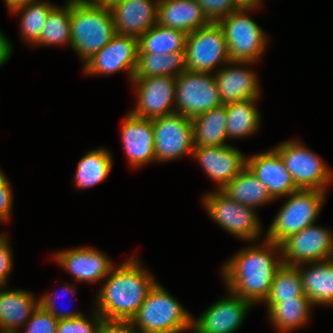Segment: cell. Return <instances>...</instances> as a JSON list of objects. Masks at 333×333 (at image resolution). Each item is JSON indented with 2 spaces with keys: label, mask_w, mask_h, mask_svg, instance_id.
Returning <instances> with one entry per match:
<instances>
[{
  "label": "cell",
  "mask_w": 333,
  "mask_h": 333,
  "mask_svg": "<svg viewBox=\"0 0 333 333\" xmlns=\"http://www.w3.org/2000/svg\"><path fill=\"white\" fill-rule=\"evenodd\" d=\"M282 264L280 245L265 239L262 246L242 249L231 257L223 265L221 273L228 293L255 304L265 302L268 298L272 282Z\"/></svg>",
  "instance_id": "obj_1"
},
{
  "label": "cell",
  "mask_w": 333,
  "mask_h": 333,
  "mask_svg": "<svg viewBox=\"0 0 333 333\" xmlns=\"http://www.w3.org/2000/svg\"><path fill=\"white\" fill-rule=\"evenodd\" d=\"M114 267L99 291L95 310L103 319L131 320L156 281L135 256Z\"/></svg>",
  "instance_id": "obj_2"
},
{
  "label": "cell",
  "mask_w": 333,
  "mask_h": 333,
  "mask_svg": "<svg viewBox=\"0 0 333 333\" xmlns=\"http://www.w3.org/2000/svg\"><path fill=\"white\" fill-rule=\"evenodd\" d=\"M116 34L110 8L95 3L71 4V47L85 63Z\"/></svg>",
  "instance_id": "obj_3"
},
{
  "label": "cell",
  "mask_w": 333,
  "mask_h": 333,
  "mask_svg": "<svg viewBox=\"0 0 333 333\" xmlns=\"http://www.w3.org/2000/svg\"><path fill=\"white\" fill-rule=\"evenodd\" d=\"M192 319V315L156 282L131 321L134 327L138 326V333H181L192 329Z\"/></svg>",
  "instance_id": "obj_4"
},
{
  "label": "cell",
  "mask_w": 333,
  "mask_h": 333,
  "mask_svg": "<svg viewBox=\"0 0 333 333\" xmlns=\"http://www.w3.org/2000/svg\"><path fill=\"white\" fill-rule=\"evenodd\" d=\"M258 8V5L249 2L218 21L224 32L231 62L255 63L266 49L268 37L262 28L246 15L247 11Z\"/></svg>",
  "instance_id": "obj_5"
},
{
  "label": "cell",
  "mask_w": 333,
  "mask_h": 333,
  "mask_svg": "<svg viewBox=\"0 0 333 333\" xmlns=\"http://www.w3.org/2000/svg\"><path fill=\"white\" fill-rule=\"evenodd\" d=\"M326 191L299 189L289 195L267 230V240L280 244L290 235L315 224Z\"/></svg>",
  "instance_id": "obj_6"
},
{
  "label": "cell",
  "mask_w": 333,
  "mask_h": 333,
  "mask_svg": "<svg viewBox=\"0 0 333 333\" xmlns=\"http://www.w3.org/2000/svg\"><path fill=\"white\" fill-rule=\"evenodd\" d=\"M298 189L326 191L333 175L321 157L299 141H283L274 148Z\"/></svg>",
  "instance_id": "obj_7"
},
{
  "label": "cell",
  "mask_w": 333,
  "mask_h": 333,
  "mask_svg": "<svg viewBox=\"0 0 333 333\" xmlns=\"http://www.w3.org/2000/svg\"><path fill=\"white\" fill-rule=\"evenodd\" d=\"M175 113L193 118L223 105L211 73L184 71L176 76Z\"/></svg>",
  "instance_id": "obj_8"
},
{
  "label": "cell",
  "mask_w": 333,
  "mask_h": 333,
  "mask_svg": "<svg viewBox=\"0 0 333 333\" xmlns=\"http://www.w3.org/2000/svg\"><path fill=\"white\" fill-rule=\"evenodd\" d=\"M185 58L188 71L201 73L213 72L218 65L231 62L218 22H210L187 35Z\"/></svg>",
  "instance_id": "obj_9"
},
{
  "label": "cell",
  "mask_w": 333,
  "mask_h": 333,
  "mask_svg": "<svg viewBox=\"0 0 333 333\" xmlns=\"http://www.w3.org/2000/svg\"><path fill=\"white\" fill-rule=\"evenodd\" d=\"M203 202L210 218L234 237L251 241L260 236L261 224L254 208L238 203L221 190L207 193Z\"/></svg>",
  "instance_id": "obj_10"
},
{
  "label": "cell",
  "mask_w": 333,
  "mask_h": 333,
  "mask_svg": "<svg viewBox=\"0 0 333 333\" xmlns=\"http://www.w3.org/2000/svg\"><path fill=\"white\" fill-rule=\"evenodd\" d=\"M279 245L283 264L286 265L298 266L333 259V233L315 224L290 235Z\"/></svg>",
  "instance_id": "obj_11"
},
{
  "label": "cell",
  "mask_w": 333,
  "mask_h": 333,
  "mask_svg": "<svg viewBox=\"0 0 333 333\" xmlns=\"http://www.w3.org/2000/svg\"><path fill=\"white\" fill-rule=\"evenodd\" d=\"M156 161L163 162L191 154L194 149L192 118L173 113L152 119Z\"/></svg>",
  "instance_id": "obj_12"
},
{
  "label": "cell",
  "mask_w": 333,
  "mask_h": 333,
  "mask_svg": "<svg viewBox=\"0 0 333 333\" xmlns=\"http://www.w3.org/2000/svg\"><path fill=\"white\" fill-rule=\"evenodd\" d=\"M137 105L130 113L144 119H155L175 113L176 77L152 76L133 79ZM172 105V106H171ZM172 107V108H171Z\"/></svg>",
  "instance_id": "obj_13"
},
{
  "label": "cell",
  "mask_w": 333,
  "mask_h": 333,
  "mask_svg": "<svg viewBox=\"0 0 333 333\" xmlns=\"http://www.w3.org/2000/svg\"><path fill=\"white\" fill-rule=\"evenodd\" d=\"M138 38L115 34L111 41L84 63L87 74H113L126 70L132 81L138 63Z\"/></svg>",
  "instance_id": "obj_14"
},
{
  "label": "cell",
  "mask_w": 333,
  "mask_h": 333,
  "mask_svg": "<svg viewBox=\"0 0 333 333\" xmlns=\"http://www.w3.org/2000/svg\"><path fill=\"white\" fill-rule=\"evenodd\" d=\"M229 294L208 307L200 317L193 318L191 330L195 333H234L238 330L253 304Z\"/></svg>",
  "instance_id": "obj_15"
},
{
  "label": "cell",
  "mask_w": 333,
  "mask_h": 333,
  "mask_svg": "<svg viewBox=\"0 0 333 333\" xmlns=\"http://www.w3.org/2000/svg\"><path fill=\"white\" fill-rule=\"evenodd\" d=\"M192 156L218 184L217 190H221L238 175L246 167L247 160L237 148L230 145L194 147Z\"/></svg>",
  "instance_id": "obj_16"
},
{
  "label": "cell",
  "mask_w": 333,
  "mask_h": 333,
  "mask_svg": "<svg viewBox=\"0 0 333 333\" xmlns=\"http://www.w3.org/2000/svg\"><path fill=\"white\" fill-rule=\"evenodd\" d=\"M53 258L79 282L105 279L114 266L104 253L91 247L71 248L56 253Z\"/></svg>",
  "instance_id": "obj_17"
},
{
  "label": "cell",
  "mask_w": 333,
  "mask_h": 333,
  "mask_svg": "<svg viewBox=\"0 0 333 333\" xmlns=\"http://www.w3.org/2000/svg\"><path fill=\"white\" fill-rule=\"evenodd\" d=\"M246 166L266 186L273 200L299 190L274 148L247 158Z\"/></svg>",
  "instance_id": "obj_18"
},
{
  "label": "cell",
  "mask_w": 333,
  "mask_h": 333,
  "mask_svg": "<svg viewBox=\"0 0 333 333\" xmlns=\"http://www.w3.org/2000/svg\"><path fill=\"white\" fill-rule=\"evenodd\" d=\"M159 0H123L110 10L115 32L120 35L140 38L157 24Z\"/></svg>",
  "instance_id": "obj_19"
},
{
  "label": "cell",
  "mask_w": 333,
  "mask_h": 333,
  "mask_svg": "<svg viewBox=\"0 0 333 333\" xmlns=\"http://www.w3.org/2000/svg\"><path fill=\"white\" fill-rule=\"evenodd\" d=\"M124 120L121 139L131 166L140 168L146 163L156 162L152 119L140 118L128 112Z\"/></svg>",
  "instance_id": "obj_20"
},
{
  "label": "cell",
  "mask_w": 333,
  "mask_h": 333,
  "mask_svg": "<svg viewBox=\"0 0 333 333\" xmlns=\"http://www.w3.org/2000/svg\"><path fill=\"white\" fill-rule=\"evenodd\" d=\"M250 63L254 62L232 61L229 62L230 66L232 64V67L228 66V68H220L216 70L217 72L214 77L223 104L241 102L260 97V89L256 74L252 70H249V68L245 69L243 67V64L250 65ZM233 65H235L234 68ZM236 65L242 67L240 68Z\"/></svg>",
  "instance_id": "obj_21"
},
{
  "label": "cell",
  "mask_w": 333,
  "mask_h": 333,
  "mask_svg": "<svg viewBox=\"0 0 333 333\" xmlns=\"http://www.w3.org/2000/svg\"><path fill=\"white\" fill-rule=\"evenodd\" d=\"M209 23L196 0H159L157 14L159 25L189 34Z\"/></svg>",
  "instance_id": "obj_22"
},
{
  "label": "cell",
  "mask_w": 333,
  "mask_h": 333,
  "mask_svg": "<svg viewBox=\"0 0 333 333\" xmlns=\"http://www.w3.org/2000/svg\"><path fill=\"white\" fill-rule=\"evenodd\" d=\"M302 265L309 266L305 268ZM297 267L299 268L304 295L313 306L320 304L333 305V259L304 263Z\"/></svg>",
  "instance_id": "obj_23"
},
{
  "label": "cell",
  "mask_w": 333,
  "mask_h": 333,
  "mask_svg": "<svg viewBox=\"0 0 333 333\" xmlns=\"http://www.w3.org/2000/svg\"><path fill=\"white\" fill-rule=\"evenodd\" d=\"M1 289V288H0ZM40 305L32 293L24 290L0 291V330L19 331Z\"/></svg>",
  "instance_id": "obj_24"
},
{
  "label": "cell",
  "mask_w": 333,
  "mask_h": 333,
  "mask_svg": "<svg viewBox=\"0 0 333 333\" xmlns=\"http://www.w3.org/2000/svg\"><path fill=\"white\" fill-rule=\"evenodd\" d=\"M225 104L192 118L194 147H213L225 144L227 134Z\"/></svg>",
  "instance_id": "obj_25"
},
{
  "label": "cell",
  "mask_w": 333,
  "mask_h": 333,
  "mask_svg": "<svg viewBox=\"0 0 333 333\" xmlns=\"http://www.w3.org/2000/svg\"><path fill=\"white\" fill-rule=\"evenodd\" d=\"M221 191L238 203L256 209L273 201L266 186L246 166Z\"/></svg>",
  "instance_id": "obj_26"
},
{
  "label": "cell",
  "mask_w": 333,
  "mask_h": 333,
  "mask_svg": "<svg viewBox=\"0 0 333 333\" xmlns=\"http://www.w3.org/2000/svg\"><path fill=\"white\" fill-rule=\"evenodd\" d=\"M186 70L185 51L170 54L138 53V63L133 79L152 76L176 77Z\"/></svg>",
  "instance_id": "obj_27"
},
{
  "label": "cell",
  "mask_w": 333,
  "mask_h": 333,
  "mask_svg": "<svg viewBox=\"0 0 333 333\" xmlns=\"http://www.w3.org/2000/svg\"><path fill=\"white\" fill-rule=\"evenodd\" d=\"M187 35L182 30L155 24L138 39V53L170 54L185 51Z\"/></svg>",
  "instance_id": "obj_28"
},
{
  "label": "cell",
  "mask_w": 333,
  "mask_h": 333,
  "mask_svg": "<svg viewBox=\"0 0 333 333\" xmlns=\"http://www.w3.org/2000/svg\"><path fill=\"white\" fill-rule=\"evenodd\" d=\"M312 307L308 298H294L275 303L267 313L273 326L281 333H286L305 325Z\"/></svg>",
  "instance_id": "obj_29"
},
{
  "label": "cell",
  "mask_w": 333,
  "mask_h": 333,
  "mask_svg": "<svg viewBox=\"0 0 333 333\" xmlns=\"http://www.w3.org/2000/svg\"><path fill=\"white\" fill-rule=\"evenodd\" d=\"M258 98L225 104L227 114V134L229 138H242L256 132L260 114L255 107Z\"/></svg>",
  "instance_id": "obj_30"
},
{
  "label": "cell",
  "mask_w": 333,
  "mask_h": 333,
  "mask_svg": "<svg viewBox=\"0 0 333 333\" xmlns=\"http://www.w3.org/2000/svg\"><path fill=\"white\" fill-rule=\"evenodd\" d=\"M112 165L111 153L104 148L86 153L76 168L75 185L77 188H88L101 183L109 175Z\"/></svg>",
  "instance_id": "obj_31"
},
{
  "label": "cell",
  "mask_w": 333,
  "mask_h": 333,
  "mask_svg": "<svg viewBox=\"0 0 333 333\" xmlns=\"http://www.w3.org/2000/svg\"><path fill=\"white\" fill-rule=\"evenodd\" d=\"M71 44V4L57 5L50 11L39 39L38 45Z\"/></svg>",
  "instance_id": "obj_32"
},
{
  "label": "cell",
  "mask_w": 333,
  "mask_h": 333,
  "mask_svg": "<svg viewBox=\"0 0 333 333\" xmlns=\"http://www.w3.org/2000/svg\"><path fill=\"white\" fill-rule=\"evenodd\" d=\"M294 298H307L303 292L299 268L282 264L275 275L265 303L269 309L277 302Z\"/></svg>",
  "instance_id": "obj_33"
},
{
  "label": "cell",
  "mask_w": 333,
  "mask_h": 333,
  "mask_svg": "<svg viewBox=\"0 0 333 333\" xmlns=\"http://www.w3.org/2000/svg\"><path fill=\"white\" fill-rule=\"evenodd\" d=\"M55 6L47 1L41 2L37 0L23 3L10 9L12 13H22L20 18L22 39L29 43L31 42L33 45L39 39L46 19Z\"/></svg>",
  "instance_id": "obj_34"
},
{
  "label": "cell",
  "mask_w": 333,
  "mask_h": 333,
  "mask_svg": "<svg viewBox=\"0 0 333 333\" xmlns=\"http://www.w3.org/2000/svg\"><path fill=\"white\" fill-rule=\"evenodd\" d=\"M210 22H218L249 2L247 0H196Z\"/></svg>",
  "instance_id": "obj_35"
},
{
  "label": "cell",
  "mask_w": 333,
  "mask_h": 333,
  "mask_svg": "<svg viewBox=\"0 0 333 333\" xmlns=\"http://www.w3.org/2000/svg\"><path fill=\"white\" fill-rule=\"evenodd\" d=\"M93 319L87 320L84 314L77 318L58 320L56 333H97L102 317L93 310Z\"/></svg>",
  "instance_id": "obj_36"
},
{
  "label": "cell",
  "mask_w": 333,
  "mask_h": 333,
  "mask_svg": "<svg viewBox=\"0 0 333 333\" xmlns=\"http://www.w3.org/2000/svg\"><path fill=\"white\" fill-rule=\"evenodd\" d=\"M26 324L24 333H56L58 320L39 305Z\"/></svg>",
  "instance_id": "obj_37"
},
{
  "label": "cell",
  "mask_w": 333,
  "mask_h": 333,
  "mask_svg": "<svg viewBox=\"0 0 333 333\" xmlns=\"http://www.w3.org/2000/svg\"><path fill=\"white\" fill-rule=\"evenodd\" d=\"M63 291L66 292H70V290H72V296H74L76 293H75V290H74V287L72 285H67V286H64L62 287ZM64 294V293H62ZM57 295H55L56 297ZM64 296V295H63ZM55 297H53L51 294H46L44 296H42V298H39L40 299V306H42L47 312H49L52 316H54L57 320H64V319H70V318H77V317H80L82 316L83 314L78 312H67V311H59L57 308H56V304H55Z\"/></svg>",
  "instance_id": "obj_38"
},
{
  "label": "cell",
  "mask_w": 333,
  "mask_h": 333,
  "mask_svg": "<svg viewBox=\"0 0 333 333\" xmlns=\"http://www.w3.org/2000/svg\"><path fill=\"white\" fill-rule=\"evenodd\" d=\"M13 194L4 173L0 176V221H7L11 215Z\"/></svg>",
  "instance_id": "obj_39"
},
{
  "label": "cell",
  "mask_w": 333,
  "mask_h": 333,
  "mask_svg": "<svg viewBox=\"0 0 333 333\" xmlns=\"http://www.w3.org/2000/svg\"><path fill=\"white\" fill-rule=\"evenodd\" d=\"M12 251L6 236L0 235V287H4L12 269Z\"/></svg>",
  "instance_id": "obj_40"
},
{
  "label": "cell",
  "mask_w": 333,
  "mask_h": 333,
  "mask_svg": "<svg viewBox=\"0 0 333 333\" xmlns=\"http://www.w3.org/2000/svg\"><path fill=\"white\" fill-rule=\"evenodd\" d=\"M131 320L102 319L97 333H138Z\"/></svg>",
  "instance_id": "obj_41"
},
{
  "label": "cell",
  "mask_w": 333,
  "mask_h": 333,
  "mask_svg": "<svg viewBox=\"0 0 333 333\" xmlns=\"http://www.w3.org/2000/svg\"><path fill=\"white\" fill-rule=\"evenodd\" d=\"M11 54L12 45L8 41V38L0 31V67L9 60Z\"/></svg>",
  "instance_id": "obj_42"
},
{
  "label": "cell",
  "mask_w": 333,
  "mask_h": 333,
  "mask_svg": "<svg viewBox=\"0 0 333 333\" xmlns=\"http://www.w3.org/2000/svg\"><path fill=\"white\" fill-rule=\"evenodd\" d=\"M6 2V5L8 6V9H12L13 7L23 4V3H30L37 0H4Z\"/></svg>",
  "instance_id": "obj_43"
},
{
  "label": "cell",
  "mask_w": 333,
  "mask_h": 333,
  "mask_svg": "<svg viewBox=\"0 0 333 333\" xmlns=\"http://www.w3.org/2000/svg\"><path fill=\"white\" fill-rule=\"evenodd\" d=\"M123 0H94V3L102 7L111 8L114 4Z\"/></svg>",
  "instance_id": "obj_44"
},
{
  "label": "cell",
  "mask_w": 333,
  "mask_h": 333,
  "mask_svg": "<svg viewBox=\"0 0 333 333\" xmlns=\"http://www.w3.org/2000/svg\"><path fill=\"white\" fill-rule=\"evenodd\" d=\"M94 3V0H69L68 4Z\"/></svg>",
  "instance_id": "obj_45"
},
{
  "label": "cell",
  "mask_w": 333,
  "mask_h": 333,
  "mask_svg": "<svg viewBox=\"0 0 333 333\" xmlns=\"http://www.w3.org/2000/svg\"><path fill=\"white\" fill-rule=\"evenodd\" d=\"M0 333H21L20 330L19 331H14V330H0Z\"/></svg>",
  "instance_id": "obj_46"
},
{
  "label": "cell",
  "mask_w": 333,
  "mask_h": 333,
  "mask_svg": "<svg viewBox=\"0 0 333 333\" xmlns=\"http://www.w3.org/2000/svg\"><path fill=\"white\" fill-rule=\"evenodd\" d=\"M262 0H250L249 2L255 5L260 6Z\"/></svg>",
  "instance_id": "obj_47"
}]
</instances>
